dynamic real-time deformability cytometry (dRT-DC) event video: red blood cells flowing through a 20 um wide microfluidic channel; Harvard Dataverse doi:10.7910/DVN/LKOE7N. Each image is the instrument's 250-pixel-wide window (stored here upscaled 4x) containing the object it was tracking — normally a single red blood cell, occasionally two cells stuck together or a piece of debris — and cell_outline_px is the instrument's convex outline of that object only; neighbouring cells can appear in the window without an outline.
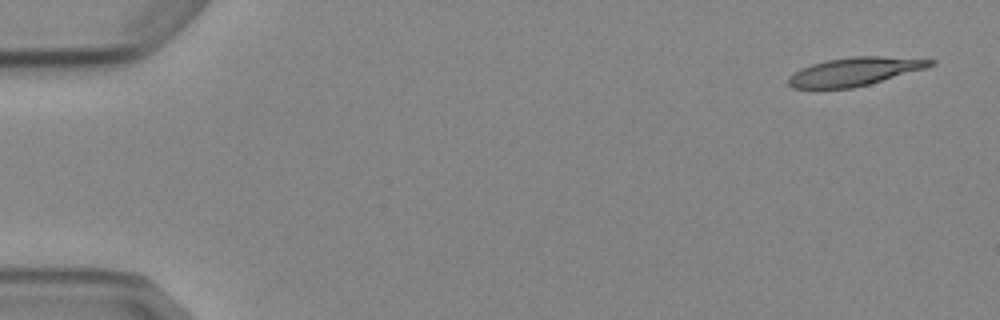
{"species": "Egyptian fruit bat (a non-hibernating species)", "species_latin": "Rousettus aegyptiacus", "temperature_condition": "cold", "stored_images_in_passage": 6, "camera_frame_rate_fps": 3000, "um_per_image_px": 0.085, "animal": {"sex": "female"}, "frame": {"image": 1, "passage_image": 1, "time_ms": 0.0, "image_size_px": [1000, 320], "cell_outline_px": [[936, 64], [924, 68], [868, 84], [852, 88], [792, 88], [788, 84], [788, 76], [800, 68], [812, 64], [828, 60], [852, 56], [884, 56], [936, 60]], "centroid_in_image_um": [72.6, 6.07], "position_along_channel_um": 12.4, "area_um2": 23.12}}
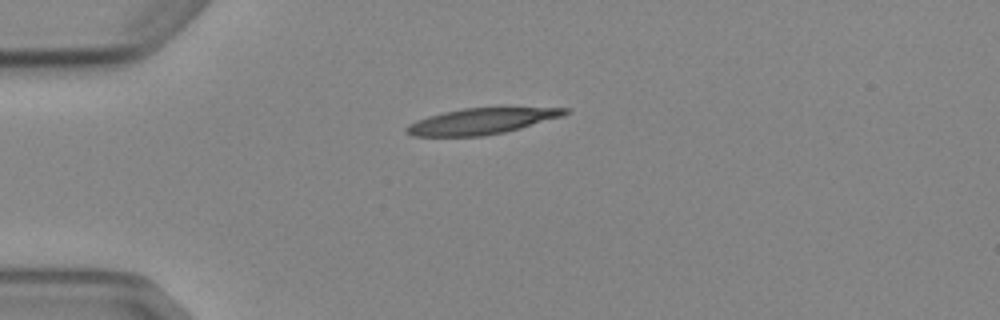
{"frame": {"image": 2, "passage_image": 4, "time_ms": 3.667, "image_size_px": [1000, 320], "cell_outline_px": [[572, 108], [568, 112], [560, 116], [520, 128], [504, 132], [484, 136], [412, 136], [404, 132], [404, 128], [408, 124], [416, 120], [428, 116], [444, 112], [464, 108]], "centroid_in_image_um": [40.83, 10.31], "position_along_channel_um": 44.2, "area_um2": 23.64}}
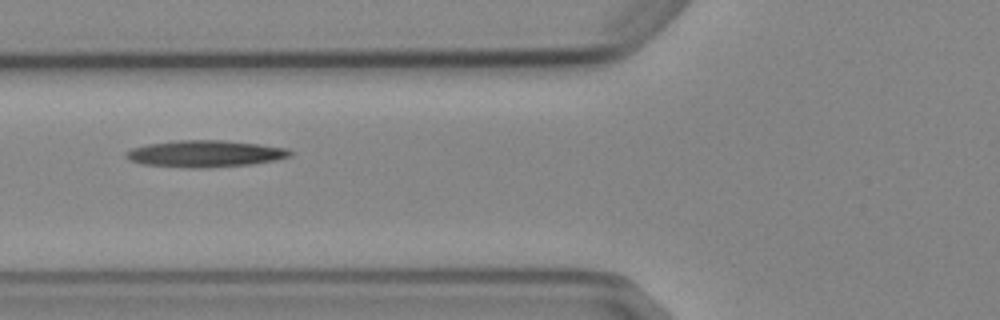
{"frame": {"image": 3, "passage_image": 6, "time_ms": 6.0, "image_size_px": [1000, 320], "cell_outline_px": [[296, 152], [292, 156], [276, 160], [252, 164], [208, 168], [184, 168], [144, 164], [128, 160], [124, 156], [124, 152], [132, 148], [148, 144], [176, 140], [224, 140], [260, 144], [288, 148]], "centroid_in_image_um": [17.47, 13.07], "position_along_channel_um": 108.3, "area_um2": 26.01}}